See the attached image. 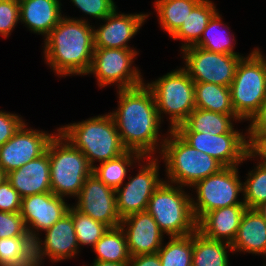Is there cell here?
<instances>
[{"instance_id": "obj_18", "label": "cell", "mask_w": 266, "mask_h": 266, "mask_svg": "<svg viewBox=\"0 0 266 266\" xmlns=\"http://www.w3.org/2000/svg\"><path fill=\"white\" fill-rule=\"evenodd\" d=\"M120 226L131 257L157 253L164 243L163 232L147 210L122 218Z\"/></svg>"}, {"instance_id": "obj_29", "label": "cell", "mask_w": 266, "mask_h": 266, "mask_svg": "<svg viewBox=\"0 0 266 266\" xmlns=\"http://www.w3.org/2000/svg\"><path fill=\"white\" fill-rule=\"evenodd\" d=\"M222 15L219 14V11L211 18L207 27L203 31L200 41L195 45L204 50L210 52H216L221 54H233L240 55L238 52H235V39L234 34L223 31L224 28L230 29L224 22H222ZM221 26V27H220ZM223 27V29H222Z\"/></svg>"}, {"instance_id": "obj_19", "label": "cell", "mask_w": 266, "mask_h": 266, "mask_svg": "<svg viewBox=\"0 0 266 266\" xmlns=\"http://www.w3.org/2000/svg\"><path fill=\"white\" fill-rule=\"evenodd\" d=\"M148 16L145 13L119 14L115 9L102 20L106 23L97 29L94 26V47L133 49L128 46V41L139 32Z\"/></svg>"}, {"instance_id": "obj_25", "label": "cell", "mask_w": 266, "mask_h": 266, "mask_svg": "<svg viewBox=\"0 0 266 266\" xmlns=\"http://www.w3.org/2000/svg\"><path fill=\"white\" fill-rule=\"evenodd\" d=\"M218 12L215 4L210 0H201L188 15L179 29L171 36L173 40L184 41L181 51L195 46L207 27L211 18Z\"/></svg>"}, {"instance_id": "obj_4", "label": "cell", "mask_w": 266, "mask_h": 266, "mask_svg": "<svg viewBox=\"0 0 266 266\" xmlns=\"http://www.w3.org/2000/svg\"><path fill=\"white\" fill-rule=\"evenodd\" d=\"M168 133L159 156L166 167L164 181L191 188L223 168L213 157L193 148L175 130Z\"/></svg>"}, {"instance_id": "obj_12", "label": "cell", "mask_w": 266, "mask_h": 266, "mask_svg": "<svg viewBox=\"0 0 266 266\" xmlns=\"http://www.w3.org/2000/svg\"><path fill=\"white\" fill-rule=\"evenodd\" d=\"M144 160L147 162L142 161L143 165L141 162L139 163L140 170L136 176L133 178L129 176V182L115 190L117 211L121 219L134 213L146 211L153 192L164 181L163 178H159L157 156L144 157Z\"/></svg>"}, {"instance_id": "obj_3", "label": "cell", "mask_w": 266, "mask_h": 266, "mask_svg": "<svg viewBox=\"0 0 266 266\" xmlns=\"http://www.w3.org/2000/svg\"><path fill=\"white\" fill-rule=\"evenodd\" d=\"M58 132L86 156L92 167L95 161L112 160L128 151L110 113L67 124Z\"/></svg>"}, {"instance_id": "obj_28", "label": "cell", "mask_w": 266, "mask_h": 266, "mask_svg": "<svg viewBox=\"0 0 266 266\" xmlns=\"http://www.w3.org/2000/svg\"><path fill=\"white\" fill-rule=\"evenodd\" d=\"M144 157L135 151H127L121 156L101 162L99 166L93 167V173L108 187L117 190L123 185L129 167ZM136 160V161H135Z\"/></svg>"}, {"instance_id": "obj_2", "label": "cell", "mask_w": 266, "mask_h": 266, "mask_svg": "<svg viewBox=\"0 0 266 266\" xmlns=\"http://www.w3.org/2000/svg\"><path fill=\"white\" fill-rule=\"evenodd\" d=\"M92 26L86 19L64 15L45 37L43 57L56 75H87L95 50Z\"/></svg>"}, {"instance_id": "obj_39", "label": "cell", "mask_w": 266, "mask_h": 266, "mask_svg": "<svg viewBox=\"0 0 266 266\" xmlns=\"http://www.w3.org/2000/svg\"><path fill=\"white\" fill-rule=\"evenodd\" d=\"M22 197L6 180L0 185V211L20 212Z\"/></svg>"}, {"instance_id": "obj_30", "label": "cell", "mask_w": 266, "mask_h": 266, "mask_svg": "<svg viewBox=\"0 0 266 266\" xmlns=\"http://www.w3.org/2000/svg\"><path fill=\"white\" fill-rule=\"evenodd\" d=\"M201 0H156L155 9L159 25L170 37L179 29L192 9Z\"/></svg>"}, {"instance_id": "obj_20", "label": "cell", "mask_w": 266, "mask_h": 266, "mask_svg": "<svg viewBox=\"0 0 266 266\" xmlns=\"http://www.w3.org/2000/svg\"><path fill=\"white\" fill-rule=\"evenodd\" d=\"M12 187L26 197L51 192L49 152L41 155L7 174Z\"/></svg>"}, {"instance_id": "obj_38", "label": "cell", "mask_w": 266, "mask_h": 266, "mask_svg": "<svg viewBox=\"0 0 266 266\" xmlns=\"http://www.w3.org/2000/svg\"><path fill=\"white\" fill-rule=\"evenodd\" d=\"M86 15H90L94 19L103 20L109 16L117 6L114 0H70Z\"/></svg>"}, {"instance_id": "obj_17", "label": "cell", "mask_w": 266, "mask_h": 266, "mask_svg": "<svg viewBox=\"0 0 266 266\" xmlns=\"http://www.w3.org/2000/svg\"><path fill=\"white\" fill-rule=\"evenodd\" d=\"M44 231V241L39 237L33 240V256L41 262L44 257H49L52 263H56L74 258L79 253L75 226L69 212Z\"/></svg>"}, {"instance_id": "obj_42", "label": "cell", "mask_w": 266, "mask_h": 266, "mask_svg": "<svg viewBox=\"0 0 266 266\" xmlns=\"http://www.w3.org/2000/svg\"><path fill=\"white\" fill-rule=\"evenodd\" d=\"M248 154L251 158L258 157L257 163L266 168V134L254 135L248 141Z\"/></svg>"}, {"instance_id": "obj_7", "label": "cell", "mask_w": 266, "mask_h": 266, "mask_svg": "<svg viewBox=\"0 0 266 266\" xmlns=\"http://www.w3.org/2000/svg\"><path fill=\"white\" fill-rule=\"evenodd\" d=\"M145 84L154 95L160 120L163 121L161 114H168L169 130H176L196 108L195 82L183 67Z\"/></svg>"}, {"instance_id": "obj_10", "label": "cell", "mask_w": 266, "mask_h": 266, "mask_svg": "<svg viewBox=\"0 0 266 266\" xmlns=\"http://www.w3.org/2000/svg\"><path fill=\"white\" fill-rule=\"evenodd\" d=\"M137 55L135 49L95 48L87 75H95L100 88L115 83L118 89L139 86L145 81L138 67H132Z\"/></svg>"}, {"instance_id": "obj_22", "label": "cell", "mask_w": 266, "mask_h": 266, "mask_svg": "<svg viewBox=\"0 0 266 266\" xmlns=\"http://www.w3.org/2000/svg\"><path fill=\"white\" fill-rule=\"evenodd\" d=\"M60 0H19L20 22L44 38L64 16Z\"/></svg>"}, {"instance_id": "obj_31", "label": "cell", "mask_w": 266, "mask_h": 266, "mask_svg": "<svg viewBox=\"0 0 266 266\" xmlns=\"http://www.w3.org/2000/svg\"><path fill=\"white\" fill-rule=\"evenodd\" d=\"M92 249L97 254L94 261L129 262L131 258L121 226L109 228Z\"/></svg>"}, {"instance_id": "obj_40", "label": "cell", "mask_w": 266, "mask_h": 266, "mask_svg": "<svg viewBox=\"0 0 266 266\" xmlns=\"http://www.w3.org/2000/svg\"><path fill=\"white\" fill-rule=\"evenodd\" d=\"M23 123L21 116L0 110V147L13 137Z\"/></svg>"}, {"instance_id": "obj_23", "label": "cell", "mask_w": 266, "mask_h": 266, "mask_svg": "<svg viewBox=\"0 0 266 266\" xmlns=\"http://www.w3.org/2000/svg\"><path fill=\"white\" fill-rule=\"evenodd\" d=\"M231 246L233 253L248 252L266 258V220L257 209L245 210Z\"/></svg>"}, {"instance_id": "obj_35", "label": "cell", "mask_w": 266, "mask_h": 266, "mask_svg": "<svg viewBox=\"0 0 266 266\" xmlns=\"http://www.w3.org/2000/svg\"><path fill=\"white\" fill-rule=\"evenodd\" d=\"M243 201L247 208L256 209L266 202V168L257 166L247 174L243 182Z\"/></svg>"}, {"instance_id": "obj_41", "label": "cell", "mask_w": 266, "mask_h": 266, "mask_svg": "<svg viewBox=\"0 0 266 266\" xmlns=\"http://www.w3.org/2000/svg\"><path fill=\"white\" fill-rule=\"evenodd\" d=\"M251 123L248 126V131L246 129L245 133L247 135V140L249 141L254 135L266 134V98L261 103L260 108L257 112L250 118Z\"/></svg>"}, {"instance_id": "obj_34", "label": "cell", "mask_w": 266, "mask_h": 266, "mask_svg": "<svg viewBox=\"0 0 266 266\" xmlns=\"http://www.w3.org/2000/svg\"><path fill=\"white\" fill-rule=\"evenodd\" d=\"M33 257V240L30 237L0 239V266L18 265Z\"/></svg>"}, {"instance_id": "obj_5", "label": "cell", "mask_w": 266, "mask_h": 266, "mask_svg": "<svg viewBox=\"0 0 266 266\" xmlns=\"http://www.w3.org/2000/svg\"><path fill=\"white\" fill-rule=\"evenodd\" d=\"M49 141L51 192L59 197H78L84 181L93 173L86 156L75 148L57 128Z\"/></svg>"}, {"instance_id": "obj_43", "label": "cell", "mask_w": 266, "mask_h": 266, "mask_svg": "<svg viewBox=\"0 0 266 266\" xmlns=\"http://www.w3.org/2000/svg\"><path fill=\"white\" fill-rule=\"evenodd\" d=\"M129 266H161V261L158 253L137 255L130 258Z\"/></svg>"}, {"instance_id": "obj_37", "label": "cell", "mask_w": 266, "mask_h": 266, "mask_svg": "<svg viewBox=\"0 0 266 266\" xmlns=\"http://www.w3.org/2000/svg\"><path fill=\"white\" fill-rule=\"evenodd\" d=\"M20 20L19 0H0V35L7 38Z\"/></svg>"}, {"instance_id": "obj_26", "label": "cell", "mask_w": 266, "mask_h": 266, "mask_svg": "<svg viewBox=\"0 0 266 266\" xmlns=\"http://www.w3.org/2000/svg\"><path fill=\"white\" fill-rule=\"evenodd\" d=\"M228 251L233 253L230 243L207 238L198 230L193 233L192 266H229Z\"/></svg>"}, {"instance_id": "obj_45", "label": "cell", "mask_w": 266, "mask_h": 266, "mask_svg": "<svg viewBox=\"0 0 266 266\" xmlns=\"http://www.w3.org/2000/svg\"><path fill=\"white\" fill-rule=\"evenodd\" d=\"M41 262L40 260H38L36 257H32L30 258L28 261L22 263V264H18V265H11V266H41Z\"/></svg>"}, {"instance_id": "obj_13", "label": "cell", "mask_w": 266, "mask_h": 266, "mask_svg": "<svg viewBox=\"0 0 266 266\" xmlns=\"http://www.w3.org/2000/svg\"><path fill=\"white\" fill-rule=\"evenodd\" d=\"M177 133L197 151L210 155L223 167L239 166L243 161L251 159L248 154L247 136L243 135V132H228L221 135H212L210 132Z\"/></svg>"}, {"instance_id": "obj_48", "label": "cell", "mask_w": 266, "mask_h": 266, "mask_svg": "<svg viewBox=\"0 0 266 266\" xmlns=\"http://www.w3.org/2000/svg\"><path fill=\"white\" fill-rule=\"evenodd\" d=\"M262 60V62L264 63L265 65V69H266V57L265 55L262 54V51H260V49L257 47L253 50Z\"/></svg>"}, {"instance_id": "obj_1", "label": "cell", "mask_w": 266, "mask_h": 266, "mask_svg": "<svg viewBox=\"0 0 266 266\" xmlns=\"http://www.w3.org/2000/svg\"><path fill=\"white\" fill-rule=\"evenodd\" d=\"M117 93L119 104L117 110L110 114L124 147L143 157L160 153L166 137L159 135L162 121L151 89L143 83L133 88L118 89Z\"/></svg>"}, {"instance_id": "obj_47", "label": "cell", "mask_w": 266, "mask_h": 266, "mask_svg": "<svg viewBox=\"0 0 266 266\" xmlns=\"http://www.w3.org/2000/svg\"><path fill=\"white\" fill-rule=\"evenodd\" d=\"M7 180V173L5 170L0 166V185L3 184Z\"/></svg>"}, {"instance_id": "obj_27", "label": "cell", "mask_w": 266, "mask_h": 266, "mask_svg": "<svg viewBox=\"0 0 266 266\" xmlns=\"http://www.w3.org/2000/svg\"><path fill=\"white\" fill-rule=\"evenodd\" d=\"M195 105L197 109L220 114H235L230 88L214 83L195 82Z\"/></svg>"}, {"instance_id": "obj_32", "label": "cell", "mask_w": 266, "mask_h": 266, "mask_svg": "<svg viewBox=\"0 0 266 266\" xmlns=\"http://www.w3.org/2000/svg\"><path fill=\"white\" fill-rule=\"evenodd\" d=\"M161 266H192L193 234L169 237L167 244L158 250Z\"/></svg>"}, {"instance_id": "obj_15", "label": "cell", "mask_w": 266, "mask_h": 266, "mask_svg": "<svg viewBox=\"0 0 266 266\" xmlns=\"http://www.w3.org/2000/svg\"><path fill=\"white\" fill-rule=\"evenodd\" d=\"M74 207L109 228L120 226L115 190L105 185L94 173L86 178Z\"/></svg>"}, {"instance_id": "obj_46", "label": "cell", "mask_w": 266, "mask_h": 266, "mask_svg": "<svg viewBox=\"0 0 266 266\" xmlns=\"http://www.w3.org/2000/svg\"><path fill=\"white\" fill-rule=\"evenodd\" d=\"M256 209L262 215V217L266 220V202L262 203Z\"/></svg>"}, {"instance_id": "obj_21", "label": "cell", "mask_w": 266, "mask_h": 266, "mask_svg": "<svg viewBox=\"0 0 266 266\" xmlns=\"http://www.w3.org/2000/svg\"><path fill=\"white\" fill-rule=\"evenodd\" d=\"M246 209V205H233L210 211L197 222V230L207 238L231 244Z\"/></svg>"}, {"instance_id": "obj_24", "label": "cell", "mask_w": 266, "mask_h": 266, "mask_svg": "<svg viewBox=\"0 0 266 266\" xmlns=\"http://www.w3.org/2000/svg\"><path fill=\"white\" fill-rule=\"evenodd\" d=\"M233 121L242 120L236 114H220L213 111L195 108L186 121L180 125L176 132H202L212 135H221L228 132H239L234 129Z\"/></svg>"}, {"instance_id": "obj_33", "label": "cell", "mask_w": 266, "mask_h": 266, "mask_svg": "<svg viewBox=\"0 0 266 266\" xmlns=\"http://www.w3.org/2000/svg\"><path fill=\"white\" fill-rule=\"evenodd\" d=\"M68 212L71 214L74 222L79 247L89 245L93 248L109 229L107 225L81 213L73 205L68 208Z\"/></svg>"}, {"instance_id": "obj_14", "label": "cell", "mask_w": 266, "mask_h": 266, "mask_svg": "<svg viewBox=\"0 0 266 266\" xmlns=\"http://www.w3.org/2000/svg\"><path fill=\"white\" fill-rule=\"evenodd\" d=\"M54 133L27 128L24 122L4 145L0 147V166L8 174L10 171L43 155L54 137Z\"/></svg>"}, {"instance_id": "obj_16", "label": "cell", "mask_w": 266, "mask_h": 266, "mask_svg": "<svg viewBox=\"0 0 266 266\" xmlns=\"http://www.w3.org/2000/svg\"><path fill=\"white\" fill-rule=\"evenodd\" d=\"M65 198L52 192L29 195L22 198L20 214L32 240L39 235V230L50 228L68 212L70 204Z\"/></svg>"}, {"instance_id": "obj_11", "label": "cell", "mask_w": 266, "mask_h": 266, "mask_svg": "<svg viewBox=\"0 0 266 266\" xmlns=\"http://www.w3.org/2000/svg\"><path fill=\"white\" fill-rule=\"evenodd\" d=\"M183 53V54H182ZM183 67L194 82L214 83L229 87L235 77L241 55L210 52L197 46L181 51Z\"/></svg>"}, {"instance_id": "obj_36", "label": "cell", "mask_w": 266, "mask_h": 266, "mask_svg": "<svg viewBox=\"0 0 266 266\" xmlns=\"http://www.w3.org/2000/svg\"><path fill=\"white\" fill-rule=\"evenodd\" d=\"M30 237L20 212L0 211V239Z\"/></svg>"}, {"instance_id": "obj_44", "label": "cell", "mask_w": 266, "mask_h": 266, "mask_svg": "<svg viewBox=\"0 0 266 266\" xmlns=\"http://www.w3.org/2000/svg\"><path fill=\"white\" fill-rule=\"evenodd\" d=\"M90 266H129V262L94 261Z\"/></svg>"}, {"instance_id": "obj_6", "label": "cell", "mask_w": 266, "mask_h": 266, "mask_svg": "<svg viewBox=\"0 0 266 266\" xmlns=\"http://www.w3.org/2000/svg\"><path fill=\"white\" fill-rule=\"evenodd\" d=\"M184 187L163 181L153 192L147 211L160 230L169 237H183L197 230L192 201Z\"/></svg>"}, {"instance_id": "obj_8", "label": "cell", "mask_w": 266, "mask_h": 266, "mask_svg": "<svg viewBox=\"0 0 266 266\" xmlns=\"http://www.w3.org/2000/svg\"><path fill=\"white\" fill-rule=\"evenodd\" d=\"M229 88L235 114L242 121L250 120L266 98L265 65L254 51L242 57Z\"/></svg>"}, {"instance_id": "obj_9", "label": "cell", "mask_w": 266, "mask_h": 266, "mask_svg": "<svg viewBox=\"0 0 266 266\" xmlns=\"http://www.w3.org/2000/svg\"><path fill=\"white\" fill-rule=\"evenodd\" d=\"M238 173V166L223 167L192 186L197 194V199L191 198L197 222L210 211L233 205H245L244 201L238 198L239 193L243 194V182L239 179Z\"/></svg>"}]
</instances>
